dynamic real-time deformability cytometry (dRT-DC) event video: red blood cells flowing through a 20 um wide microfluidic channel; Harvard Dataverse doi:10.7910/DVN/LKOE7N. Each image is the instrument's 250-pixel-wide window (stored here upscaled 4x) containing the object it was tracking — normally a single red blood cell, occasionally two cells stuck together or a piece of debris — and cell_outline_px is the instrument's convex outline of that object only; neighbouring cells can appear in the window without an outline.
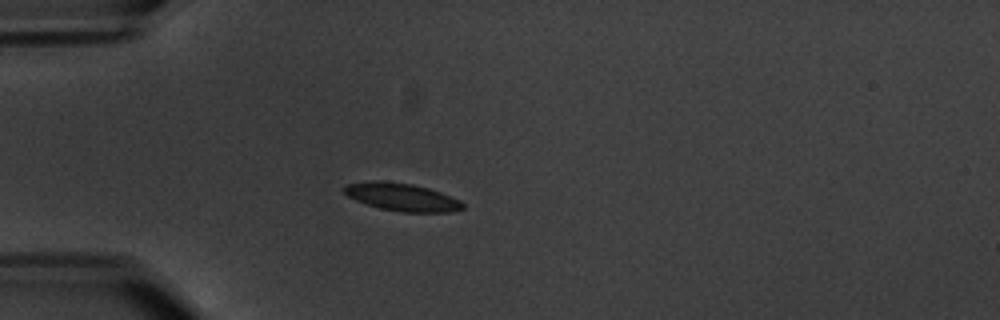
{"species": "common noctule bat (a hibernating species)", "species_latin": "Nyctalus noctula", "temperature_condition": "warm", "stored_images_in_passage": 14, "camera_frame_rate_fps": 3000, "um_per_image_px": 0.085, "animal": {"sex": "male", "body_mass_g": 20.1, "forearm_length_mm": 53.5}, "frame": {"image": 1, "passage_image": 3, "time_ms": 3.667, "image_size_px": [1000, 320], "cell_outline_px": [[464, 208], [448, 212], [400, 212], [380, 208], [356, 200], [348, 196], [340, 188], [348, 184], [372, 180], [380, 180], [412, 184], [428, 188], [440, 192], [460, 200], [464, 204]], "centroid_in_image_um": [34.14, 16.74], "position_along_channel_um": 50.9, "area_um2": 19.13}}
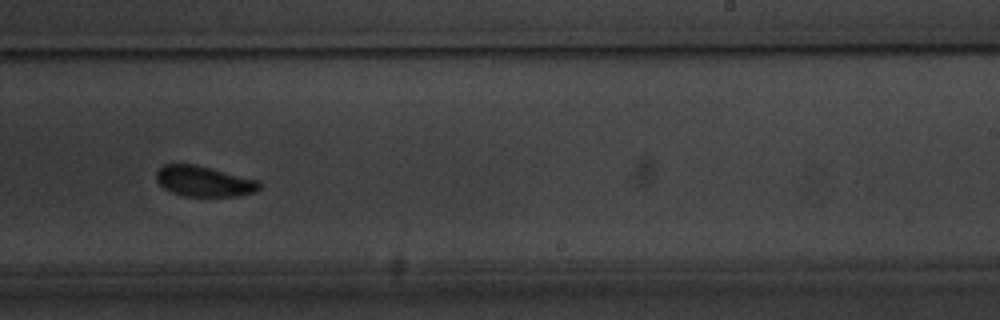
{"frame": {"image": 2, "passage_image": 9, "time_ms": 10.667, "image_size_px": [1000, 320], "cell_outline_px": [[260, 188], [256, 192], [236, 196], [184, 196], [172, 192], [164, 188], [156, 180], [156, 172], [164, 164], [196, 164], [260, 180]], "centroid_in_image_um": [17.36, 15.4], "position_along_channel_um": 271.6, "area_um2": 18.44}}
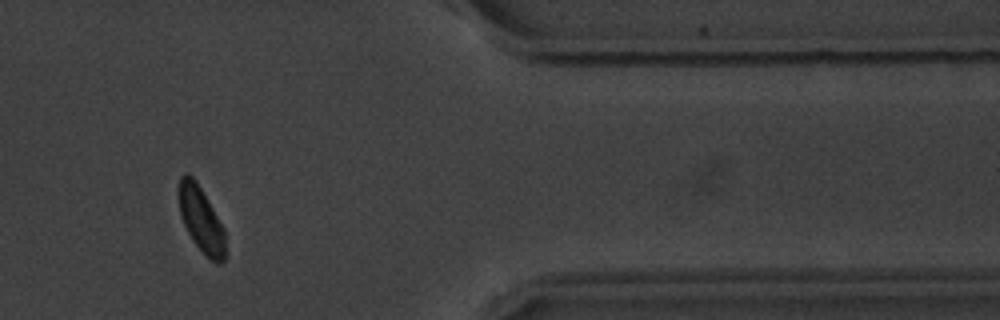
{"frame": {"image": 3, "passage_image": 12, "time_ms": 15.0, "image_size_px": [1000, 320], "cell_outline_px": [[224, 260], [220, 264], [216, 264], [204, 256], [192, 240], [180, 216], [180, 176], [184, 172], [188, 172], [196, 180], [224, 228]], "centroid_in_image_um": [17.09, 18.69], "position_along_channel_um": 394.3, "area_um2": 17.57}, "authors_computed_cell_mechanics": {"area_um2": 18.9584, "velocity_mm_per_s": 3.3533, "shape_relaxation_time_tau1_ms": 2.0285, "shape_relaxation_time_tau2_ms": null, "deformation_change_tau1": 0.0644, "deformation_change_tau2": null}}